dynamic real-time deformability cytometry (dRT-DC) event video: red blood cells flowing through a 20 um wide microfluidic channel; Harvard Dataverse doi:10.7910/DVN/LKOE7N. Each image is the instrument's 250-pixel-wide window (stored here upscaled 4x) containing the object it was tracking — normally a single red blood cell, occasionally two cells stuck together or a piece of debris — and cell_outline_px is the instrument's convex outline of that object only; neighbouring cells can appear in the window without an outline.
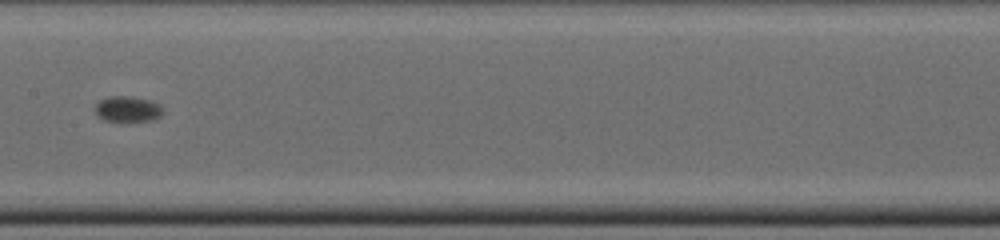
{"species": "common noctule bat (a hibernating species)", "species_latin": "Nyctalus noctula", "temperature_condition": "cold", "stored_images_in_passage": 42, "camera_frame_rate_fps": 3000, "um_per_image_px": 0.085, "animal": {"sex": "male", "body_mass_g": 19.0, "forearm_length_mm": 50.8}, "frame": {"image": 1, "passage_image": 20, "time_ms": 6.333, "image_size_px": [1000, 240], "cell_outline_px": [[164, 112], [160, 116], [152, 120], [104, 120], [96, 116], [96, 104], [100, 100], [108, 96], [132, 96], [148, 100], [160, 104], [164, 108]], "centroid_in_image_um": [10.87, 9.25], "position_along_channel_um": 196.5, "area_um2": 10.06}}
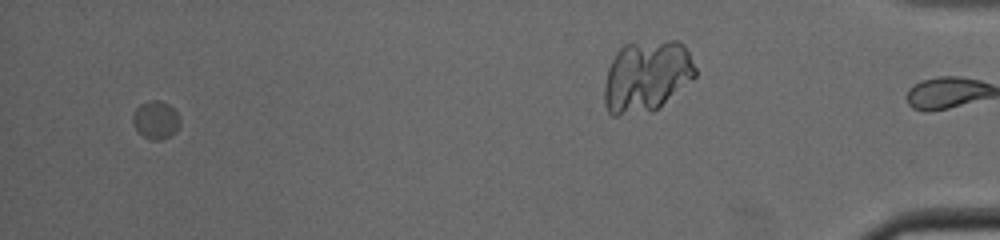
{"frame": {"image": 2, "passage_image": 40, "time_ms": 13.0, "image_size_px": [1000, 240], "cell_outline_px": [[180, 124], [168, 136], [160, 140], [152, 140], [144, 136], [136, 128], [132, 120], [132, 116], [136, 108], [140, 104], [152, 100], [160, 100], [168, 104], [180, 116]], "centroid_in_image_um": [13.23, 10.17], "position_along_channel_um": 422.0, "area_um2": 10.17}}